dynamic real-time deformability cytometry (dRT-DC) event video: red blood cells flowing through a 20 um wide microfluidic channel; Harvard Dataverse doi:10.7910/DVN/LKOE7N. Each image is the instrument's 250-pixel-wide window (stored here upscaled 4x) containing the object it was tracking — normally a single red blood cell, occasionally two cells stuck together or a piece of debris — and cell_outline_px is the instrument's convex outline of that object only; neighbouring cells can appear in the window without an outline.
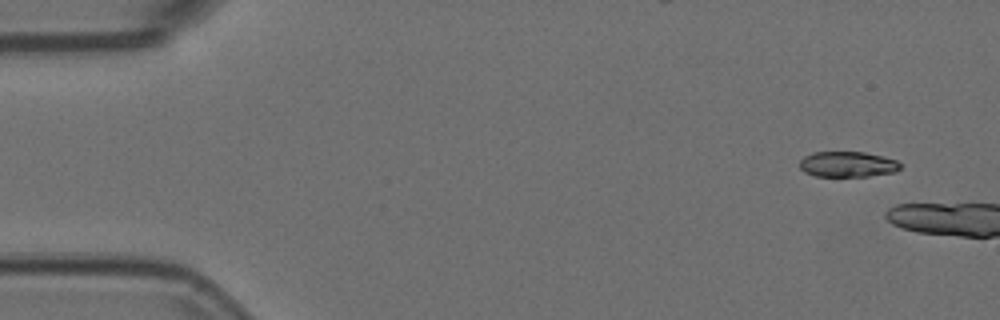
{"species": "Egyptian fruit bat (a non-hibernating species)", "species_latin": "Rousettus aegyptiacus", "temperature_condition": "room temperature", "stored_images_in_passage": 5, "camera_frame_rate_fps": 3000, "um_per_image_px": 0.085, "animal": {"sex": "female"}, "frame": {"image": 1, "passage_image": 1, "time_ms": 0.0, "image_size_px": [1000, 320], "cell_outline_px": [[904, 164], [896, 172], [868, 176], [816, 176], [804, 172], [800, 168], [800, 160], [804, 156], [812, 152], [864, 152], [884, 156], [896, 160]], "centroid_in_image_um": [72.07, 13.96], "position_along_channel_um": 12.9, "area_um2": 15.14}}